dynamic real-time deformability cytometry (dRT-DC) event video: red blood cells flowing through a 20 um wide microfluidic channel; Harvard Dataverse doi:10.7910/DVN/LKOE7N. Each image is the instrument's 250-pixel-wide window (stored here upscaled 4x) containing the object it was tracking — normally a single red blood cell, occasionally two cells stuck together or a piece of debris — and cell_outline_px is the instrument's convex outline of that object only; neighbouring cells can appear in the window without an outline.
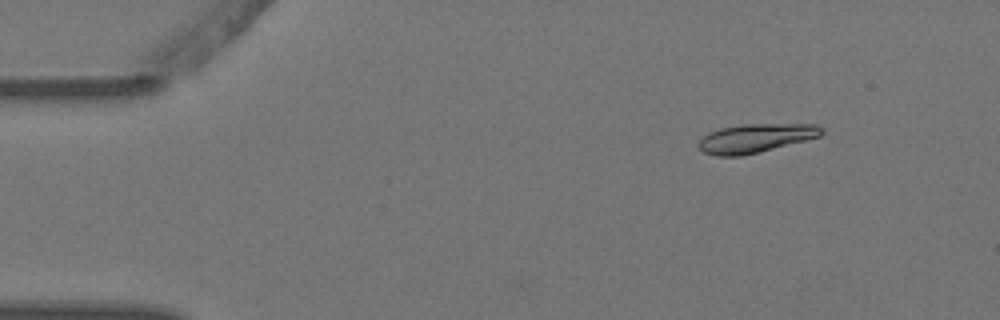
{"species": "Egyptian fruit bat (a non-hibernating species)", "species_latin": "Rousettus aegyptiacus", "temperature_condition": "warm", "stored_images_in_passage": 7, "camera_frame_rate_fps": 3000, "um_per_image_px": 0.085, "animal": {"sex": "female"}, "frame": {"image": 1, "passage_image": 1, "time_ms": 0.0, "image_size_px": [1000, 320], "cell_outline_px": [[824, 132], [820, 136], [740, 156], [716, 156], [704, 152], [696, 144], [708, 132], [720, 128], [740, 124], [816, 124], [824, 128]], "centroid_in_image_um": [64.2, 11.73], "position_along_channel_um": 20.8, "area_um2": 20.4}}
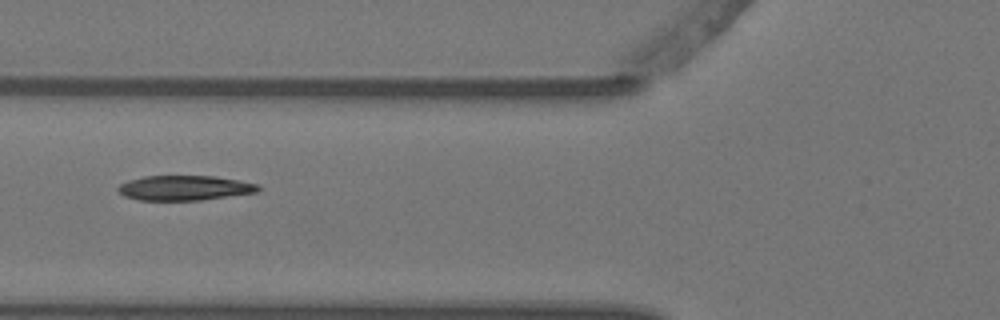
{"frame": {"image": 2, "passage_image": 5, "time_ms": 1.333, "image_size_px": [1000, 320], "cell_outline_px": [[260, 188], [256, 192], [200, 200], [140, 200], [124, 196], [116, 188], [120, 184], [128, 180], [144, 176], [212, 176], [260, 184]], "centroid_in_image_um": [15.65, 15.97], "position_along_channel_um": 110.1, "area_um2": 20.11}}
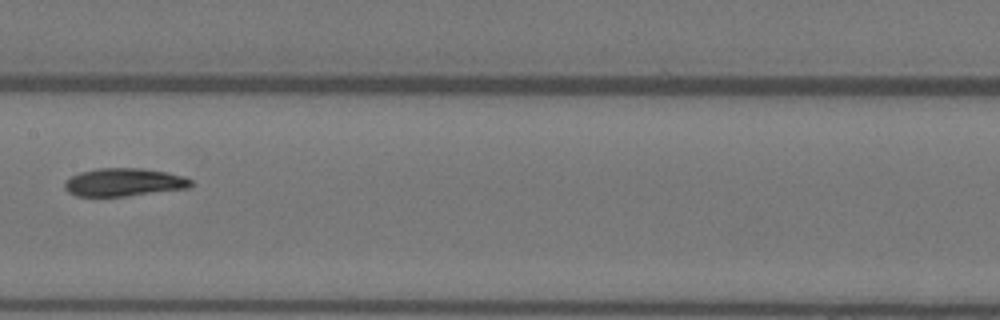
{"frame": {"image": 3, "passage_image": 7, "time_ms": 2.0, "image_size_px": [1000, 320], "cell_outline_px": [[192, 184], [188, 188], [124, 196], [76, 196], [68, 192], [64, 188], [64, 180], [80, 172], [96, 168], [140, 168], [164, 172], [184, 176], [192, 180]], "centroid_in_image_um": [10.49, 15.49], "position_along_channel_um": 196.9, "area_um2": 20.52}}